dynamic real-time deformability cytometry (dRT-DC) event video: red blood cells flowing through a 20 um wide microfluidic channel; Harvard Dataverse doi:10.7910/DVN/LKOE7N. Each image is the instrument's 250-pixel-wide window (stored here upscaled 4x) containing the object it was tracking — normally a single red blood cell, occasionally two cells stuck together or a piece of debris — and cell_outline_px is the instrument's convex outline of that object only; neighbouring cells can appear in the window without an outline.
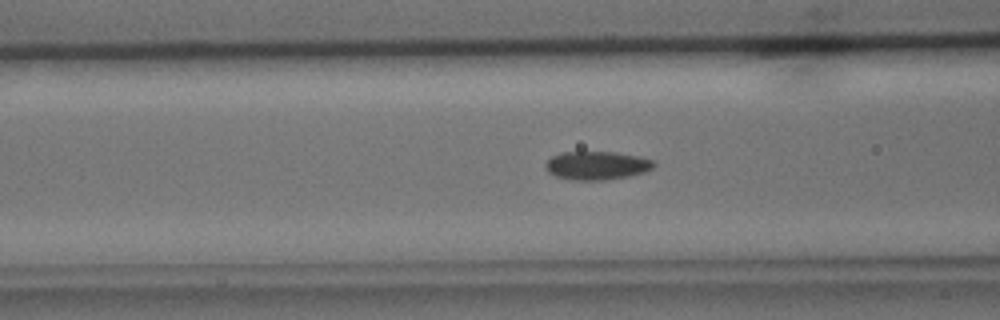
{"species": "common noctule bat (a hibernating species)", "species_latin": "Nyctalus noctula", "temperature_condition": "cold", "stored_images_in_passage": 32, "camera_frame_rate_fps": 3000, "um_per_image_px": 0.085, "animal": {"sex": "male", "body_mass_g": 15.6}, "frame": {"image": 1, "passage_image": 10, "time_ms": 3.0, "image_size_px": [1000, 320], "cell_outline_px": [[656, 164], [652, 168], [644, 172], [628, 176], [604, 180], [572, 180], [556, 176], [548, 172], [544, 168], [544, 164], [552, 156], [560, 152], [616, 152], [640, 156], [652, 160]], "centroid_in_image_um": [50.71, 14.06], "position_along_channel_um": 115.9, "area_um2": 18.03}}
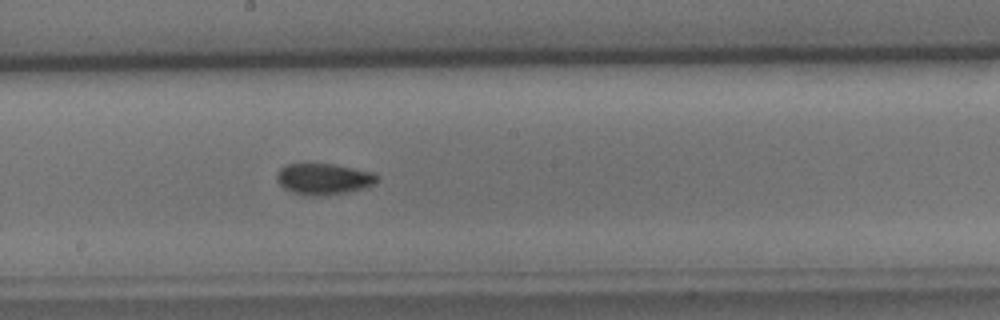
{"frame": {"image": 2, "passage_image": 18, "time_ms": 5.667, "image_size_px": [1000, 320], "cell_outline_px": [[380, 176], [376, 184], [364, 188], [348, 192], [312, 196], [308, 196], [292, 192], [284, 188], [276, 180], [276, 172], [284, 164], [332, 164], [372, 172]], "centroid_in_image_um": [27.5, 15.21], "position_along_channel_um": 220.7, "area_um2": 18.26}}
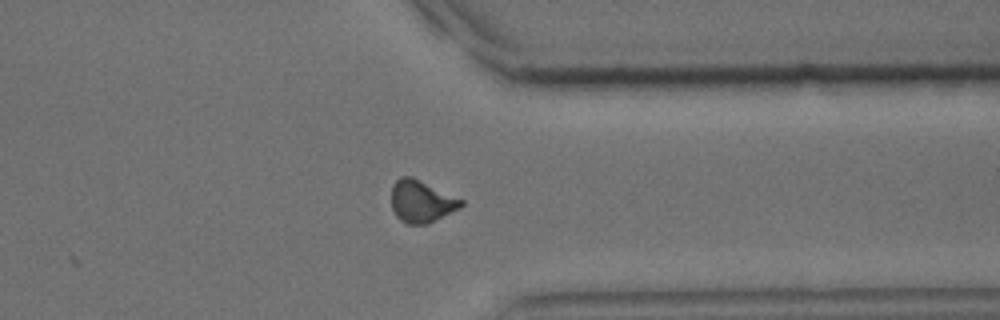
{"frame": {"image": 3, "passage_image": 30, "time_ms": 9.667, "image_size_px": [1000, 320], "cell_outline_px": [[464, 204], [460, 208], [428, 224], [404, 224], [396, 216], [392, 208], [392, 184], [400, 176], [412, 176], [464, 200]], "centroid_in_image_um": [35.81, 17.12], "position_along_channel_um": 375.6, "area_um2": 17.28}, "authors_computed_cell_mechanics": {"area_um2": 17.629, "velocity_mm_per_s": 3.9229, "shape_relaxation_time_tau1_ms": 4.2922, "shape_relaxation_time_tau2_ms": 4.1321, "deformation_change_tau1": 0.1221, "deformation_change_tau2": 0.1023}}